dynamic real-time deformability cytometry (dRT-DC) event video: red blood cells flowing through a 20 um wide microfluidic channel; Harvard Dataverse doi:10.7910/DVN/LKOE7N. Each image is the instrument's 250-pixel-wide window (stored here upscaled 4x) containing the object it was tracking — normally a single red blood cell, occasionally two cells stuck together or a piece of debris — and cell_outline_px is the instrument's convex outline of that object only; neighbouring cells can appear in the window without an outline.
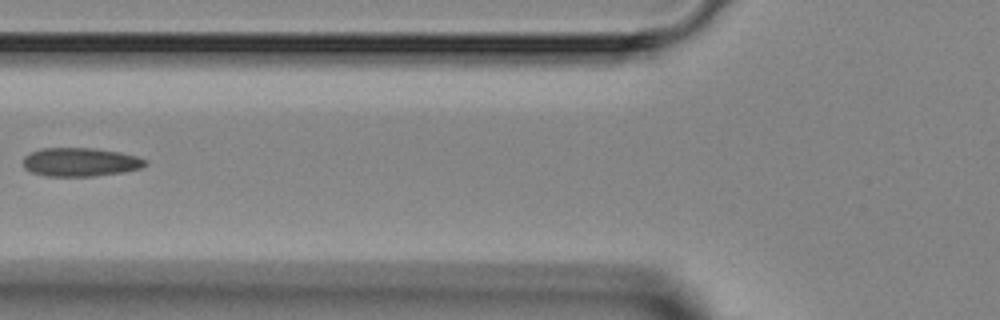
{"species": "Egyptian fruit bat (a non-hibernating species)", "species_latin": "Rousettus aegyptiacus", "temperature_condition": "room temperature", "stored_images_in_passage": 4, "camera_frame_rate_fps": 3000, "um_per_image_px": 0.085, "animal": {"sex": "female"}, "frame": {"image": 1, "passage_image": 4, "time_ms": 3.667, "image_size_px": [1000, 320], "cell_outline_px": [[148, 164], [140, 168], [124, 172], [92, 176], [44, 176], [32, 172], [24, 168], [24, 156], [40, 148], [92, 148], [120, 152], [136, 156], [148, 160]], "centroid_in_image_um": [6.84, 13.77], "position_along_channel_um": 119.0, "area_um2": 20.4}}